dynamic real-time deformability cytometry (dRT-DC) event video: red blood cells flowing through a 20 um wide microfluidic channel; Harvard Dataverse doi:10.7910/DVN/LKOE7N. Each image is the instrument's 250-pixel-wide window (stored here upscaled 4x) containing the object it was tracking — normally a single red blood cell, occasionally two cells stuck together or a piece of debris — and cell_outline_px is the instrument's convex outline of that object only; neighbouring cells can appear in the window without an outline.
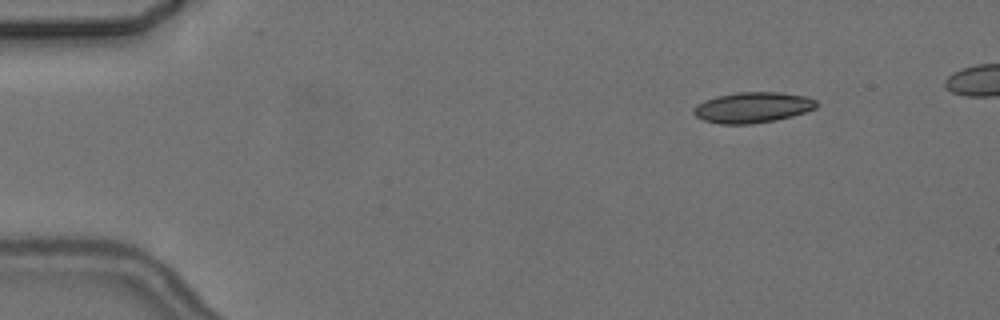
{"species": "common noctule bat (a hibernating species)", "species_latin": "Nyctalus noctula", "temperature_condition": "cold", "stored_images_in_passage": 5, "camera_frame_rate_fps": 3000, "um_per_image_px": 0.085, "animal": {"sex": "female", "body_mass_g": 24.6, "forearm_length_mm": 56.2}, "frame": {"image": 1, "passage_image": 2, "time_ms": 1.667, "image_size_px": [1000, 320], "cell_outline_px": [[820, 104], [816, 108], [792, 116], [776, 120], [752, 124], [720, 124], [704, 120], [696, 116], [692, 112], [692, 108], [696, 104], [704, 100], [716, 96], [736, 92], [780, 92], [804, 96], [816, 100]], "centroid_in_image_um": [63.95, 9.13], "position_along_channel_um": 21.0, "area_um2": 22.14}}